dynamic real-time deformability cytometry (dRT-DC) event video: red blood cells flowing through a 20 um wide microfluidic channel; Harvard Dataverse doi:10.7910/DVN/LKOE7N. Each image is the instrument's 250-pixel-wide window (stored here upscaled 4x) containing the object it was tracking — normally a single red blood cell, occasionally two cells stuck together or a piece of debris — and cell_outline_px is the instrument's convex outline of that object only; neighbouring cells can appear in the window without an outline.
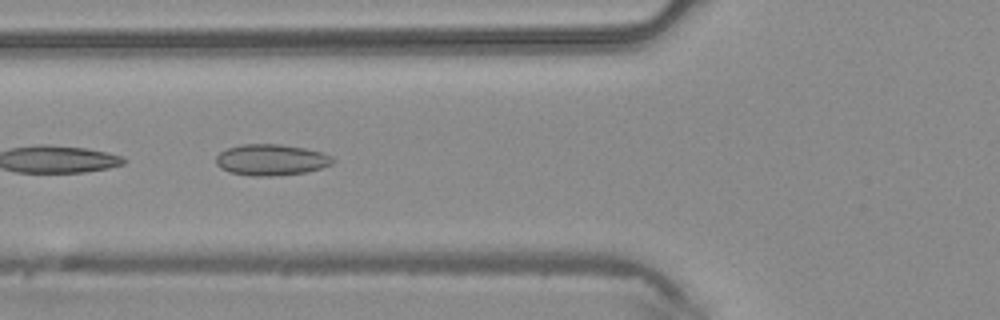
{"species": "common noctule bat (a hibernating species)", "species_latin": "Nyctalus noctula", "temperature_condition": "warm", "stored_images_in_passage": 20, "camera_frame_rate_fps": 3000, "um_per_image_px": 0.085, "animal": {"sex": "male", "body_mass_g": 20.4}, "frame": {"image": 1, "passage_image": 17, "time_ms": 5.333, "image_size_px": [1000, 320], "cell_outline_px": [[336, 160], [332, 164], [308, 172], [272, 176], [252, 176], [228, 172], [220, 168], [216, 164], [216, 156], [220, 152], [228, 148], [240, 144], [280, 144], [304, 148], [324, 152], [332, 156]], "centroid_in_image_um": [23.06, 13.59], "position_along_channel_um": 102.7, "area_um2": 21.44}}